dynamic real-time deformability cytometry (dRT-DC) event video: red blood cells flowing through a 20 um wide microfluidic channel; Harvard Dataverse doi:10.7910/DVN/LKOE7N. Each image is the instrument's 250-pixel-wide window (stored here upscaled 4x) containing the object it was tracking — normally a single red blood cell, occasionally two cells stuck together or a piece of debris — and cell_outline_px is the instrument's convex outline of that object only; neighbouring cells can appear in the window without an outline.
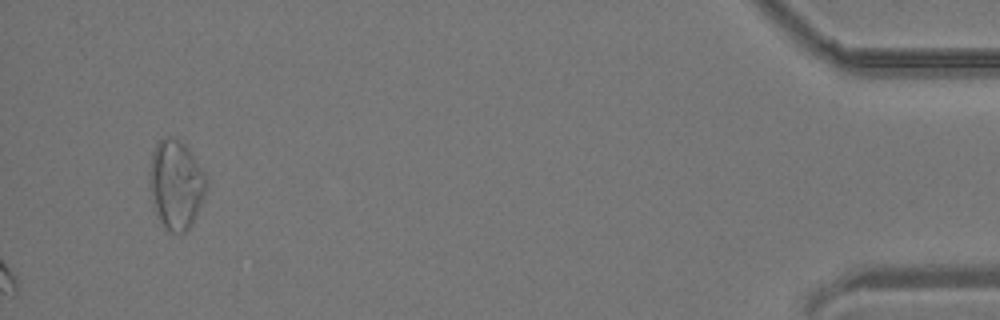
{"species": "common noctule bat (a hibernating species)", "species_latin": "Nyctalus noctula", "temperature_condition": "room temperature", "stored_images_in_passage": 35, "camera_frame_rate_fps": 3000, "um_per_image_px": 0.085, "animal": {"sex": "male", "body_mass_g": 19.2, "forearm_length_mm": 51.8}, "frame": {"image": 1, "passage_image": 35, "time_ms": 11.333, "image_size_px": [1000, 320], "cell_outline_px": [[208, 184], [204, 196], [188, 228], [184, 232], [168, 232], [164, 228], [156, 212], [152, 200], [148, 180], [148, 176], [152, 152], [156, 144], [160, 140], [168, 136], [172, 136], [180, 140], [188, 148], [208, 180]], "centroid_in_image_um": [14.93, 15.65], "position_along_channel_um": 420.3, "area_um2": 29.25}}